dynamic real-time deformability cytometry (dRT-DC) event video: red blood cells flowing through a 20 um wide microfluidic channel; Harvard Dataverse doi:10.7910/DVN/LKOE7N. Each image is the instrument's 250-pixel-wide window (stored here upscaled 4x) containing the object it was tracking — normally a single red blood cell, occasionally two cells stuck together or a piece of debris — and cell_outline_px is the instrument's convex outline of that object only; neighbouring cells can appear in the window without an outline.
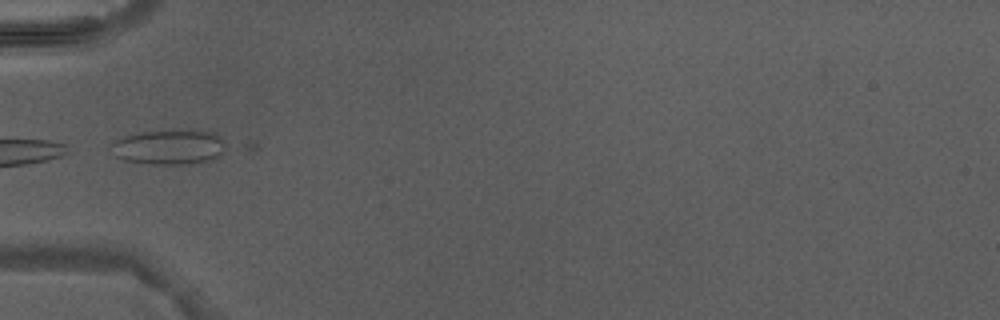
{"species": "Egyptian fruit bat (a non-hibernating species)", "species_latin": "Rousettus aegyptiacus", "temperature_condition": "warm", "stored_images_in_passage": 5, "camera_frame_rate_fps": 3000, "um_per_image_px": 0.085, "animal": {"sex": "male"}, "frame": {"image": 1, "passage_image": 4, "time_ms": 3.667, "image_size_px": [1000, 320], "cell_outline_px": [[228, 144], [220, 156], [216, 160], [192, 164], [148, 164], [124, 160], [116, 156], [108, 144], [124, 136], [144, 132], [212, 132], [220, 136]], "centroid_in_image_um": [14.41, 12.55], "position_along_channel_um": 70.6, "area_um2": 23.12}}